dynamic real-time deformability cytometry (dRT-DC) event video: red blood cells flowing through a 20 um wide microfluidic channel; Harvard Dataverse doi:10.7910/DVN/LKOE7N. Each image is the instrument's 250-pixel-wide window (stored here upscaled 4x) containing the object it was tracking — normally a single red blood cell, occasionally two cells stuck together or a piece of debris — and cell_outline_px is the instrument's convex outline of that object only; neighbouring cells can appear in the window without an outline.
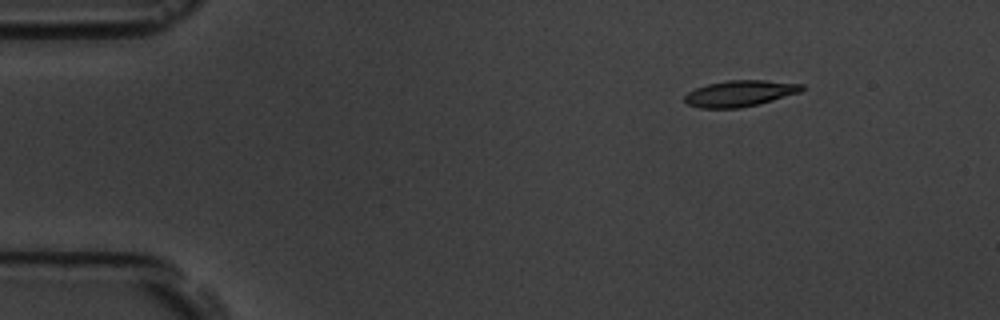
{"species": "common noctule bat (a hibernating species)", "species_latin": "Nyctalus noctula", "temperature_condition": "room temperature", "stored_images_in_passage": 49, "camera_frame_rate_fps": 3000, "um_per_image_px": 0.085, "animal": {"sex": "male", "body_mass_g": 19.5, "forearm_length_mm": 54.6}, "frame": {"image": 1, "passage_image": 1, "time_ms": 0.0, "image_size_px": [1000, 320], "cell_outline_px": [[804, 88], [800, 92], [760, 104], [740, 108], [700, 108], [688, 104], [684, 100], [684, 96], [688, 92], [696, 88], [708, 84], [728, 80], [764, 80], [804, 84]], "centroid_in_image_um": [62.9, 7.94], "position_along_channel_um": 22.1, "area_um2": 17.86}}
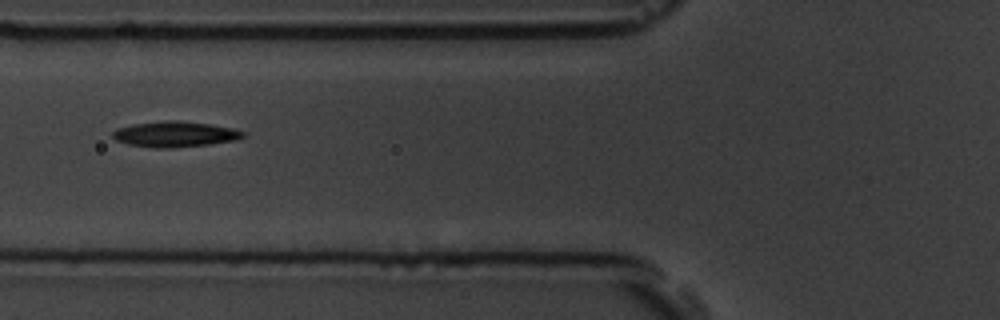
{"frame": {"image": 2, "passage_image": 15, "time_ms": 4.667, "image_size_px": [1000, 320], "cell_outline_px": [[244, 136], [236, 140], [208, 144], [168, 148], [156, 148], [128, 144], [116, 140], [112, 136], [112, 132], [116, 128], [132, 124], [164, 120], [176, 120], [208, 124], [232, 128], [244, 132]], "centroid_in_image_um": [14.82, 11.4], "position_along_channel_um": 111.0, "area_um2": 19.31}}
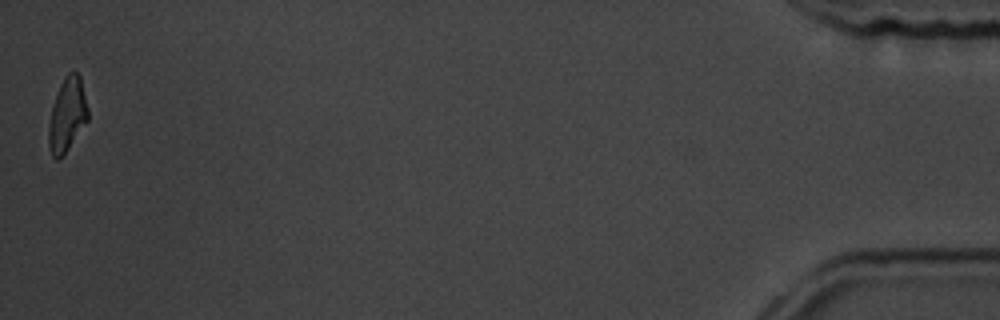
{"frame": {"image": 3, "passage_image": 49, "time_ms": 16.0, "image_size_px": [1000, 320], "cell_outline_px": [[88, 120], [64, 152], [56, 160], [52, 156], [48, 144], [48, 124], [52, 104], [60, 84], [64, 76], [68, 72], [76, 72], [80, 76], [88, 108]], "centroid_in_image_um": [5.69, 9.71], "position_along_channel_um": 429.5, "area_um2": 16.7}, "authors_computed_cell_mechanics": {"area_um2": 18.0336, "velocity_mm_per_s": 3.6605, "shape_relaxation_time_tau1_ms": 2.3465, "shape_relaxation_time_tau2_ms": 4.7948, "deformation_change_tau1": 0.1308, "deformation_change_tau2": 0.143}}